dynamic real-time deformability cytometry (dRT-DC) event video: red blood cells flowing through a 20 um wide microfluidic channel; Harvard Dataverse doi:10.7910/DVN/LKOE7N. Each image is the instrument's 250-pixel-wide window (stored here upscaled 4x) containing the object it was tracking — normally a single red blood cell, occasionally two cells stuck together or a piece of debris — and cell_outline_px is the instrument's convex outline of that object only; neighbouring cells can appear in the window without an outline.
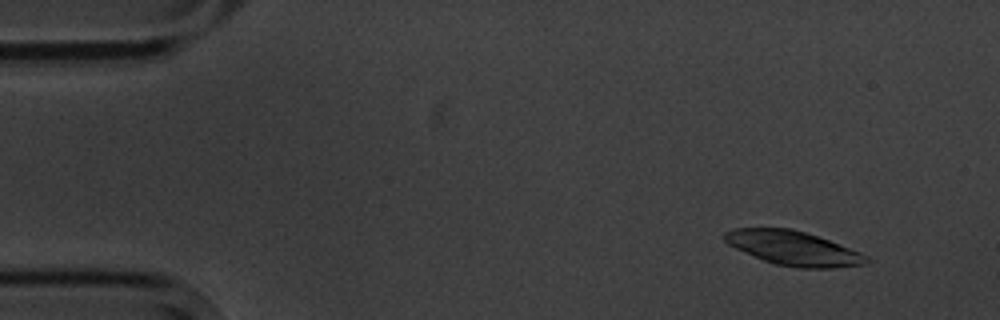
{"species": "common noctule bat (a hibernating species)", "species_latin": "Nyctalus noctula", "temperature_condition": "cold", "stored_images_in_passage": 5, "camera_frame_rate_fps": 3000, "um_per_image_px": 0.085, "animal": {"sex": "male", "body_mass_g": 20.1, "forearm_length_mm": 53.5}, "frame": {"image": 1, "passage_image": 2, "time_ms": 1.333, "image_size_px": [1000, 320], "cell_outline_px": [[872, 260], [868, 264], [832, 268], [796, 268], [776, 264], [764, 260], [736, 248], [728, 244], [724, 240], [724, 232], [732, 228], [792, 228], [828, 240], [860, 252], [868, 256]], "centroid_in_image_um": [67.46, 21.1], "position_along_channel_um": 17.5, "area_um2": 28.21}}